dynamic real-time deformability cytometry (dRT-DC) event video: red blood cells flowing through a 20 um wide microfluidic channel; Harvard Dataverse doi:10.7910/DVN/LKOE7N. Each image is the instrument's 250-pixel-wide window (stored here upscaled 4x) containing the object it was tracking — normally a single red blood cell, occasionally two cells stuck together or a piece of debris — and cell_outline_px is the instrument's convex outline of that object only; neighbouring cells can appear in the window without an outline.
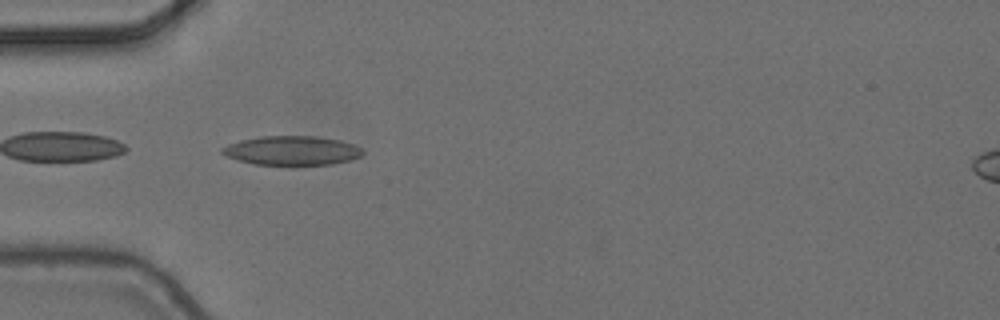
{"species": "common noctule bat (a hibernating species)", "species_latin": "Nyctalus noctula", "temperature_condition": "cold", "stored_images_in_passage": 5, "camera_frame_rate_fps": 3000, "um_per_image_px": 0.085, "animal": {"sex": "female", "body_mass_g": 24.6, "forearm_length_mm": 56.2}, "frame": {"image": 1, "passage_image": 4, "time_ms": 1.0, "image_size_px": [1000, 320], "cell_outline_px": [[364, 152], [360, 156], [348, 160], [332, 164], [252, 164], [228, 156], [220, 152], [220, 148], [228, 144], [240, 140], [260, 136], [316, 136], [340, 140], [352, 144], [360, 148]], "centroid_in_image_um": [24.78, 12.78], "position_along_channel_um": 60.2, "area_um2": 23.58}}